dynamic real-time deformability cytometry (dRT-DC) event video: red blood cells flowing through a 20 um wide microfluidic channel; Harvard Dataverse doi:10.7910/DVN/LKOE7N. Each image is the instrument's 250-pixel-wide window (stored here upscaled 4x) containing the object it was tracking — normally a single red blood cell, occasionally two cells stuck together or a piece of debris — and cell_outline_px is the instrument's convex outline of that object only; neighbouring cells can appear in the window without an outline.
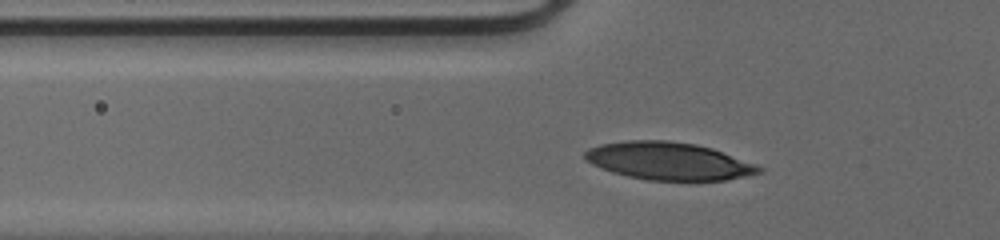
{"species": "human", "species_latin": "Homo sapiens", "temperature_condition": "cold", "stored_images_in_passage": 29, "camera_frame_rate_fps": 3000, "um_per_image_px": 0.085, "donor": {"sex": "male"}, "frame": {"image": 1, "passage_image": 5, "time_ms": 1.333, "image_size_px": [1000, 240], "cell_outline_px": [[764, 168], [760, 172], [744, 176], [724, 180], [648, 180], [628, 176], [612, 172], [592, 164], [584, 156], [584, 152], [588, 148], [600, 144], [628, 140], [668, 140], [696, 144], [712, 148], [756, 164]], "centroid_in_image_um": [56.82, 13.68], "position_along_channel_um": 69.0, "area_um2": 37.97}}
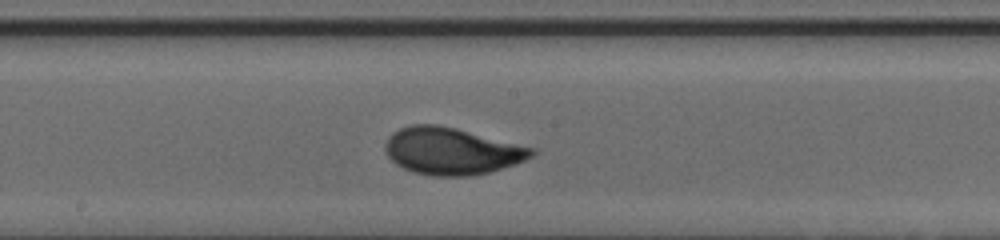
{"frame": {"image": 2, "passage_image": 15, "time_ms": 4.667, "image_size_px": [1000, 240], "cell_outline_px": [[536, 152], [532, 156], [516, 164], [488, 172], [468, 176], [432, 176], [412, 172], [396, 164], [388, 156], [384, 148], [384, 144], [388, 136], [392, 132], [400, 128], [412, 124], [436, 124], [456, 128], [536, 148]], "centroid_in_image_um": [38.37, 12.83], "position_along_channel_um": 209.8, "area_um2": 40.23}}
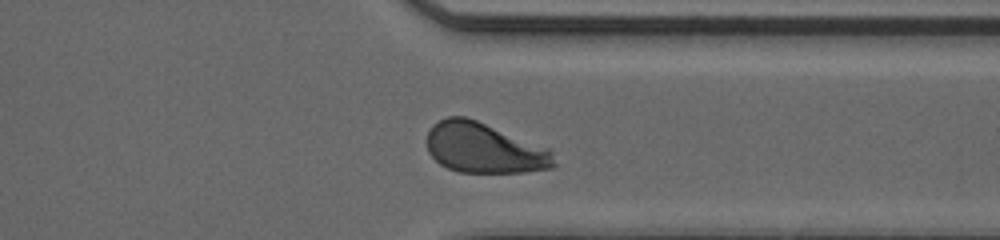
{"frame": {"image": 3, "passage_image": 26, "time_ms": 8.333, "image_size_px": [1000, 240], "cell_outline_px": [[556, 164], [552, 168], [520, 172], [460, 172], [448, 168], [440, 164], [428, 152], [428, 132], [432, 124], [448, 116], [464, 116], [476, 120], [548, 148], [552, 152]], "centroid_in_image_um": [41.14, 12.58], "position_along_channel_um": 370.3, "area_um2": 36.88}}